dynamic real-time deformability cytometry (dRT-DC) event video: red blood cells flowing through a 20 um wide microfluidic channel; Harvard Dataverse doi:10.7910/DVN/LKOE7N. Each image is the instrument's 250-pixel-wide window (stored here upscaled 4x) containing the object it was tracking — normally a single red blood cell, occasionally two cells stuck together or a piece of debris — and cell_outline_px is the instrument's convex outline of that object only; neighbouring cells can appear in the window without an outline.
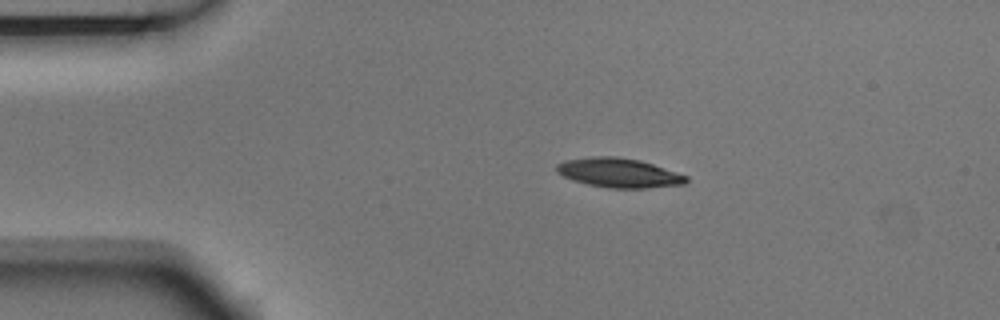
{"species": "Egyptian fruit bat (a non-hibernating species)", "species_latin": "Rousettus aegyptiacus", "temperature_condition": "room temperature", "stored_images_in_passage": 5, "camera_frame_rate_fps": 3000, "um_per_image_px": 0.085, "animal": {"sex": "male"}, "frame": {"image": 1, "passage_image": 2, "time_ms": 0.333, "image_size_px": [1000, 320], "cell_outline_px": [[688, 180], [684, 184], [648, 188], [608, 188], [588, 184], [572, 180], [556, 172], [556, 164], [568, 160], [592, 156], [616, 156], [640, 160], [688, 176]], "centroid_in_image_um": [52.6, 14.69], "position_along_channel_um": 32.4, "area_um2": 22.08}}
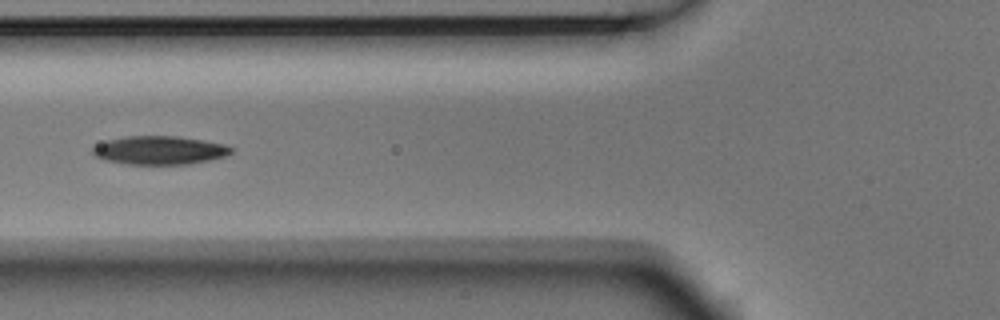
{"frame": {"image": 2, "passage_image": 5, "time_ms": 1.333, "image_size_px": [1000, 320], "cell_outline_px": [[232, 152], [224, 156], [208, 160], [188, 164], [128, 164], [104, 160], [96, 156], [92, 152], [92, 148], [108, 140], [124, 136], [176, 136], [204, 140], [224, 144], [232, 148]], "centroid_in_image_um": [13.56, 12.77], "position_along_channel_um": 112.2, "area_um2": 22.77}}